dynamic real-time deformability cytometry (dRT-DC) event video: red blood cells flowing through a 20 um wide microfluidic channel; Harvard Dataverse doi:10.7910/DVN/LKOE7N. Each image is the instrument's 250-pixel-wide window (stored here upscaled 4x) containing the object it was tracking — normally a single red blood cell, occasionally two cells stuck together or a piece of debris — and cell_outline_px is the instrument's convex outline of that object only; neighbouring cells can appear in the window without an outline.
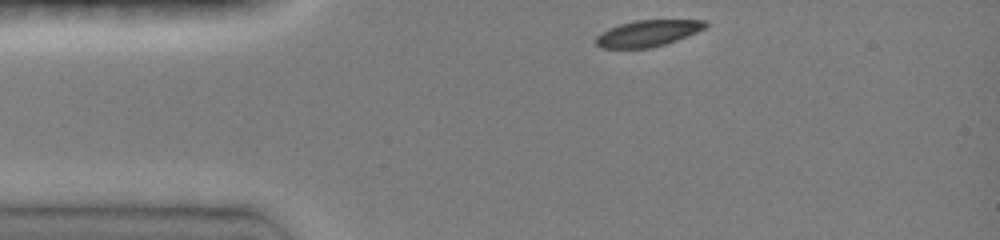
{"species": "common noctule bat (a hibernating species)", "species_latin": "Nyctalus noctula", "temperature_condition": "room temperature", "stored_images_in_passage": 6, "camera_frame_rate_fps": 3000, "um_per_image_px": 0.085, "animal": {"sex": "female", "body_mass_g": 19.0, "forearm_length_mm": 51.5}, "frame": {"image": 1, "passage_image": 1, "time_ms": 0.0, "image_size_px": [1000, 240], "cell_outline_px": [[708, 24], [704, 28], [696, 32], [676, 40], [664, 44], [648, 48], [600, 48], [596, 44], [596, 36], [600, 32], [608, 28], [620, 24], [636, 20], [704, 20]], "centroid_in_image_um": [55.01, 2.83], "position_along_channel_um": 30.0, "area_um2": 16.65}}